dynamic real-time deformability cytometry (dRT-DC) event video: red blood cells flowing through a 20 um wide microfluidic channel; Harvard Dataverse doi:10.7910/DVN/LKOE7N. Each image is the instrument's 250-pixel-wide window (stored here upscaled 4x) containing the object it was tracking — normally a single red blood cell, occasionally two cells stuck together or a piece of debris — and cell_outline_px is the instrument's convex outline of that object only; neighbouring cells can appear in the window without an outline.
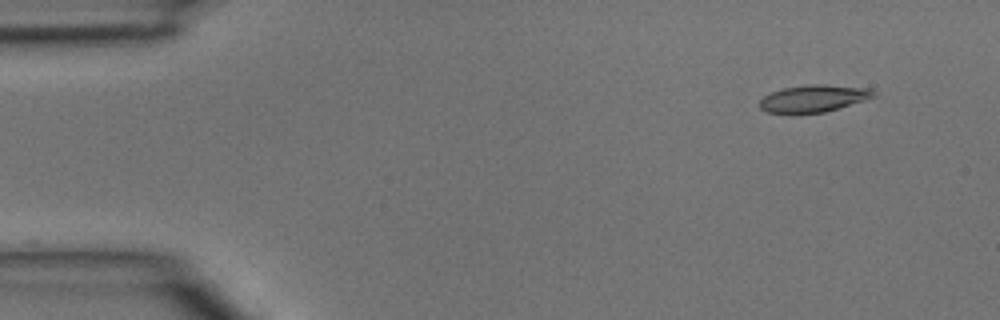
{"species": "common noctule bat (a hibernating species)", "species_latin": "Nyctalus noctula", "temperature_condition": "room temperature", "stored_images_in_passage": 4, "camera_frame_rate_fps": 3000, "um_per_image_px": 0.085, "animal": {"sex": "male", "body_mass_g": 15.6}, "frame": {"image": 1, "passage_image": 1, "time_ms": 0.0, "image_size_px": [1000, 320], "cell_outline_px": [[876, 96], [864, 100], [824, 112], [768, 112], [760, 108], [760, 100], [764, 96], [772, 92], [784, 88], [808, 84], [824, 84], [872, 88], [876, 92]], "centroid_in_image_um": [69.2, 8.34], "position_along_channel_um": 15.8, "area_um2": 17.69}}
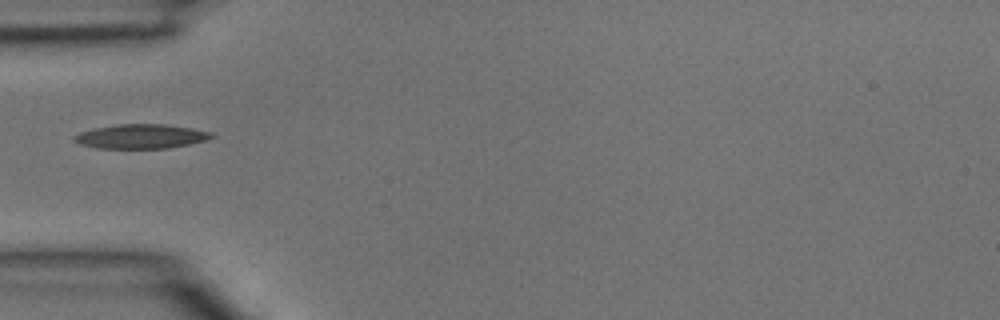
{"frame": {"image": 2, "passage_image": 4, "time_ms": 1.0, "image_size_px": [1000, 320], "cell_outline_px": [[216, 136], [204, 140], [188, 144], [168, 148], [96, 148], [80, 144], [72, 136], [80, 132], [92, 128], [120, 124], [164, 124], [192, 128], [212, 132]], "centroid_in_image_um": [11.98, 11.59], "position_along_channel_um": 73.0, "area_um2": 19.36}}